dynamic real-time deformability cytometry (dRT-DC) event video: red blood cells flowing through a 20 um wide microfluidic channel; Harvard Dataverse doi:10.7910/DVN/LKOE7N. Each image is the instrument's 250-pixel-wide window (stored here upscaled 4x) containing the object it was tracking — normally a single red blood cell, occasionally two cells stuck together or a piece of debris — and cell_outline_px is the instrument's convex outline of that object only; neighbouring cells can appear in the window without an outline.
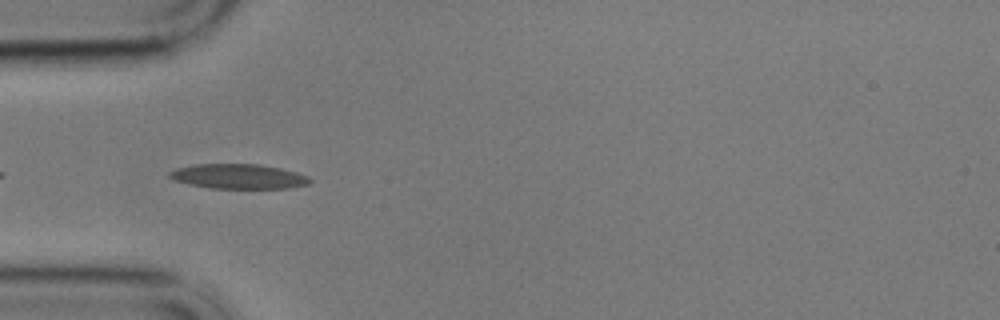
{"species": "common noctule bat (a hibernating species)", "species_latin": "Nyctalus noctula", "temperature_condition": "cold", "stored_images_in_passage": 7, "camera_frame_rate_fps": 3000, "um_per_image_px": 0.085, "animal": {"sex": "male", "body_mass_g": 17.9}, "frame": {"image": 1, "passage_image": 3, "time_ms": 0.667, "image_size_px": [1000, 320], "cell_outline_px": [[312, 180], [308, 184], [288, 188], [208, 188], [188, 184], [176, 180], [168, 176], [168, 172], [176, 168], [196, 164], [260, 164], [280, 168], [296, 172], [308, 176]], "centroid_in_image_um": [20.26, 14.99], "position_along_channel_um": 64.7, "area_um2": 20.23}}
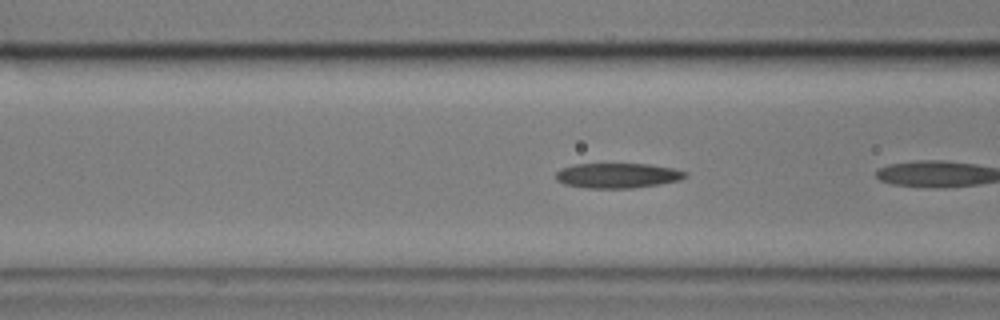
{"frame": {"image": 2, "passage_image": 5, "time_ms": 1.333, "image_size_px": [1000, 320], "cell_outline_px": [[688, 176], [680, 180], [660, 184], [632, 188], [588, 188], [564, 184], [556, 180], [556, 172], [560, 168], [576, 164], [648, 164], [672, 168], [688, 172]], "centroid_in_image_um": [52.5, 14.92], "position_along_channel_um": 114.1, "area_um2": 18.9}}